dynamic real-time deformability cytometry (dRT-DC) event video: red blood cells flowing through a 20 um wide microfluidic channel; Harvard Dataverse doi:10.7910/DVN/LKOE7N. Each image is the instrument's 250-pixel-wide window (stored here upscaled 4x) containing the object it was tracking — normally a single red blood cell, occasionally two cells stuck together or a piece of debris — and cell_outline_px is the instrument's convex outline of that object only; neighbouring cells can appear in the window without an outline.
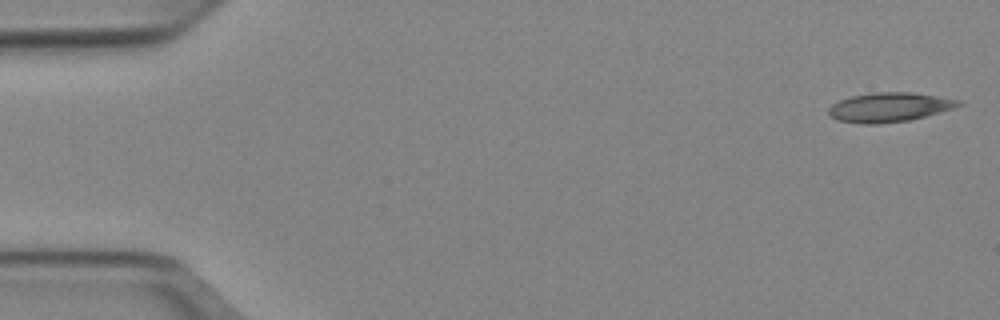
{"species": "Egyptian fruit bat (a non-hibernating species)", "species_latin": "Rousettus aegyptiacus", "temperature_condition": "cold", "stored_images_in_passage": 50, "camera_frame_rate_fps": 3000, "um_per_image_px": 0.085, "animal": {"sex": "female"}, "frame": {"image": 1, "passage_image": 1, "time_ms": 0.0, "image_size_px": [1000, 320], "cell_outline_px": [[964, 104], [952, 108], [924, 116], [908, 120], [876, 124], [860, 124], [836, 120], [828, 116], [828, 108], [832, 104], [840, 100], [852, 96], [872, 92], [912, 92], [960, 100]], "centroid_in_image_um": [75.53, 9.11], "position_along_channel_um": 9.5, "area_um2": 22.14}}
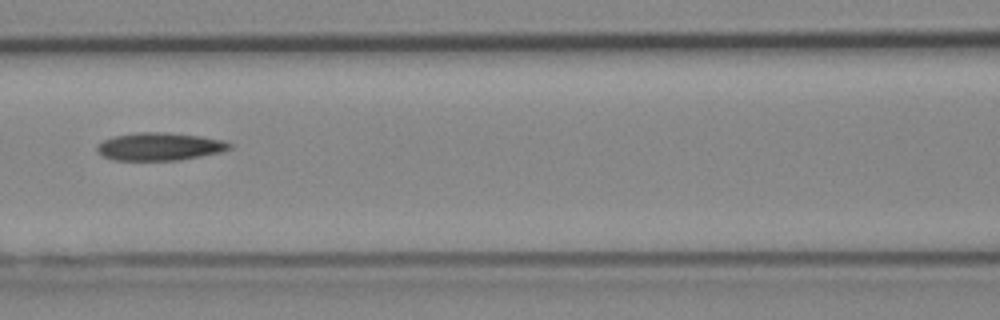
{"frame": {"image": 2, "passage_image": 22, "time_ms": 7.0, "image_size_px": [1000, 320], "cell_outline_px": [[232, 148], [224, 152], [180, 160], [112, 160], [96, 152], [96, 144], [112, 136], [140, 132], [164, 132], [200, 136], [224, 140], [232, 144]], "centroid_in_image_um": [13.58, 12.46], "position_along_channel_um": 153.0, "area_um2": 21.73}}
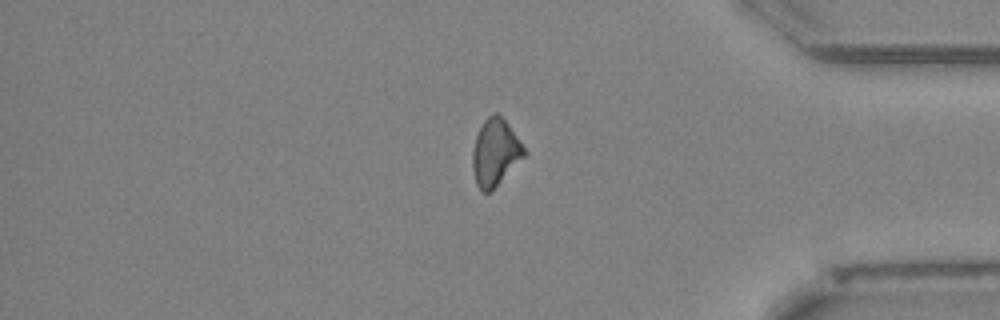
{"frame": {"image": 3, "passage_image": 42, "time_ms": 13.667, "image_size_px": [1000, 320], "cell_outline_px": [[528, 156], [492, 192], [484, 192], [476, 184], [472, 168], [472, 152], [476, 136], [484, 120], [492, 112], [496, 112], [508, 124], [528, 152]], "centroid_in_image_um": [42.14, 13.01], "position_along_channel_um": 393.1, "area_um2": 20.63}}